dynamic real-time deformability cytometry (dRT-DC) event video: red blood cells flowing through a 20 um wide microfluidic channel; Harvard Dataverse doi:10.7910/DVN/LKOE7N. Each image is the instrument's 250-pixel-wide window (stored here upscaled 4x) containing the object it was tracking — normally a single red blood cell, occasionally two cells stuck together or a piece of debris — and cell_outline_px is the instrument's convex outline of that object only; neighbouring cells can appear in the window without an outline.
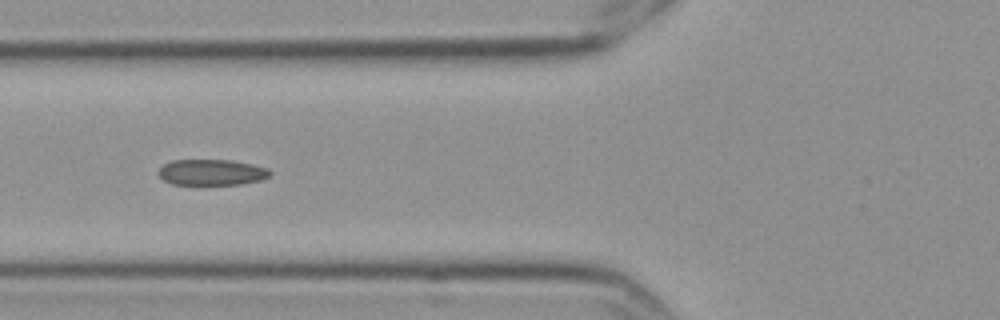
{"species": "Egyptian fruit bat (a non-hibernating species)", "species_latin": "Rousettus aegyptiacus", "temperature_condition": "cold", "stored_images_in_passage": 12, "camera_frame_rate_fps": 3000, "um_per_image_px": 0.085, "frame": {"image": 1, "passage_image": 5, "time_ms": 1.333, "image_size_px": [1000, 320], "cell_outline_px": [[272, 172], [268, 176], [260, 180], [240, 184], [172, 184], [164, 180], [156, 172], [164, 164], [172, 160], [228, 160], [252, 164], [264, 168]], "centroid_in_image_um": [17.94, 14.64], "position_along_channel_um": 107.9, "area_um2": 16.59}}
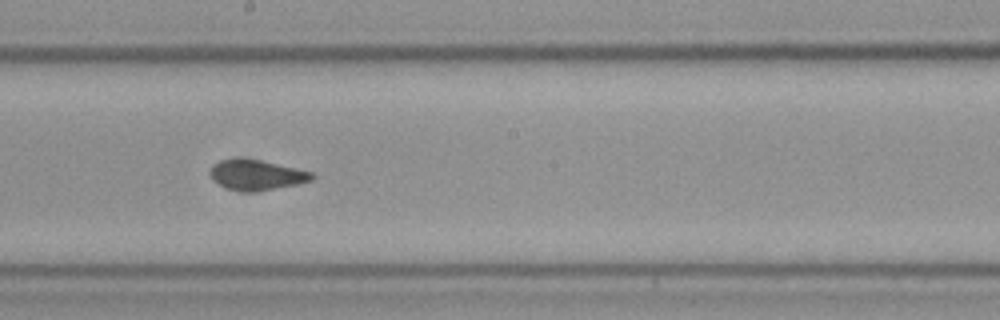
{"frame": {"image": 2, "passage_image": 8, "time_ms": 2.333, "image_size_px": [1000, 320], "cell_outline_px": [[316, 176], [312, 180], [296, 184], [248, 192], [244, 192], [228, 188], [212, 180], [208, 176], [208, 168], [212, 164], [220, 160], [260, 160], [296, 168], [312, 172]], "centroid_in_image_um": [21.76, 14.87], "position_along_channel_um": 226.4, "area_um2": 17.57}}
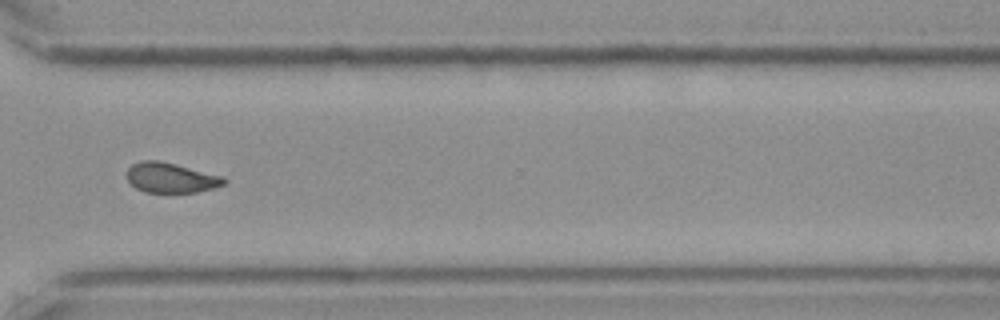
{"frame": {"image": 3, "passage_image": 11, "time_ms": 3.333, "image_size_px": [1000, 320], "cell_outline_px": [[228, 180], [224, 184], [212, 188], [196, 192], [144, 192], [136, 188], [128, 180], [128, 168], [132, 164], [140, 160], [160, 160], [224, 176]], "centroid_in_image_um": [14.54, 15.09], "position_along_channel_um": 356.1, "area_um2": 16.99}}